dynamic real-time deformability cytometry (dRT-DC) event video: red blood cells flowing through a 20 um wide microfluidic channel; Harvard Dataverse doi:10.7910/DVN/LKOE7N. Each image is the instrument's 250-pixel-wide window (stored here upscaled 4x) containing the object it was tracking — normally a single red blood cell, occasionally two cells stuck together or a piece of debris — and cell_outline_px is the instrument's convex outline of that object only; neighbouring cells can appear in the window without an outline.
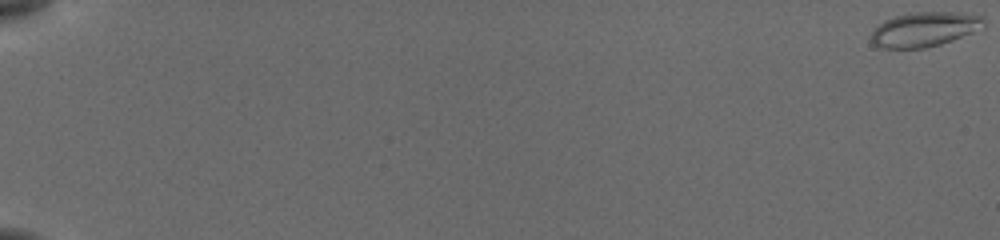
{"species": "common noctule bat (a hibernating species)", "species_latin": "Nyctalus noctula", "temperature_condition": "cold", "stored_images_in_passage": 57, "camera_frame_rate_fps": 3000, "um_per_image_px": 0.085, "animal": {"sex": "female", "body_mass_g": 19.5, "forearm_length_mm": 54.1}, "frame": {"image": 1, "passage_image": 1, "time_ms": 0.0, "image_size_px": [1000, 240], "cell_outline_px": [[984, 28], [952, 40], [940, 44], [924, 48], [876, 48], [872, 44], [868, 36], [872, 28], [884, 20], [908, 12], [956, 12], [984, 16]], "centroid_in_image_um": [78.52, 2.49], "position_along_channel_um": 6.5, "area_um2": 23.18}}
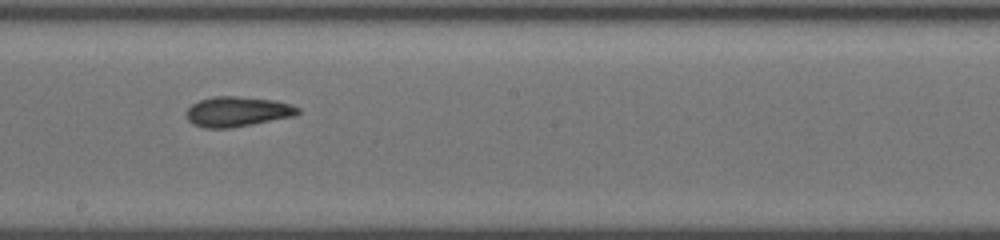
{"frame": {"image": 2, "passage_image": 35, "time_ms": 11.333, "image_size_px": [1000, 240], "cell_outline_px": [[300, 112], [296, 116], [252, 124], [228, 128], [204, 128], [192, 124], [188, 120], [184, 112], [192, 104], [200, 100], [216, 96], [240, 96], [276, 100], [292, 104], [300, 108]], "centroid_in_image_um": [20.19, 9.48], "position_along_channel_um": 228.0, "area_um2": 19.77}}
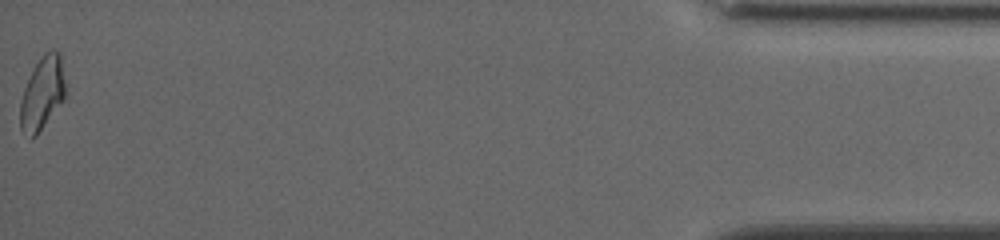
{"frame": {"image": 3, "passage_image": 57, "time_ms": 18.667, "image_size_px": [1000, 240], "cell_outline_px": [[64, 100], [36, 136], [32, 140], [20, 128], [20, 100], [24, 88], [32, 68], [44, 52], [52, 48], [60, 52], [64, 84]], "centroid_in_image_um": [3.57, 7.92], "position_along_channel_um": 431.6, "area_um2": 19.31}, "authors_computed_cell_mechanics": {"area_um2": 19.5364, "velocity_mm_per_s": 3.8684, "shape_relaxation_time_tau1_ms": 4.3471, "shape_relaxation_time_tau2_ms": 2.2405, "deformation_change_tau1": 0.1452, "deformation_change_tau2": 0.0789}}